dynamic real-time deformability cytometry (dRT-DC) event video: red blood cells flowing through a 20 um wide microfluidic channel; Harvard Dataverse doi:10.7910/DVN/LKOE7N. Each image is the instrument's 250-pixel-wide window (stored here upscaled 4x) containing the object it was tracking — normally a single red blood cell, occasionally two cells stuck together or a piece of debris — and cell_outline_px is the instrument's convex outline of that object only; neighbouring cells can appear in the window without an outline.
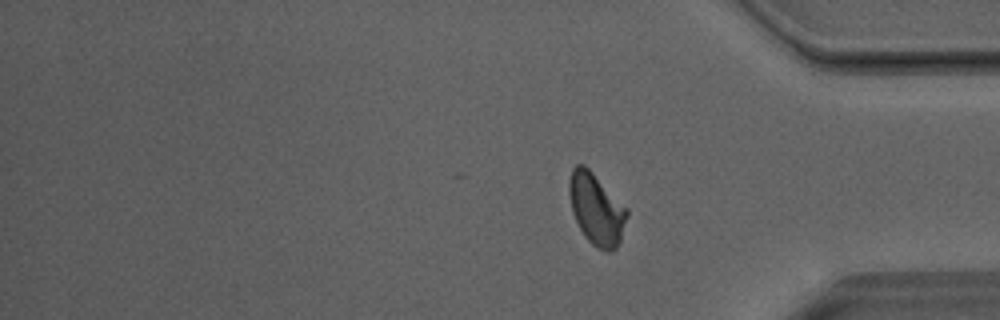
{"species": "Egyptian fruit bat (a non-hibernating species)", "species_latin": "Rousettus aegyptiacus", "temperature_condition": "room temperature", "stored_images_in_passage": 41, "camera_frame_rate_fps": 3000, "um_per_image_px": 0.085, "animal": {"sex": "male"}, "frame": {"image": 1, "passage_image": 41, "time_ms": 13.333, "image_size_px": [1000, 320], "cell_outline_px": [[628, 216], [620, 240], [616, 248], [612, 252], [608, 252], [596, 248], [584, 236], [572, 212], [568, 192], [568, 184], [572, 168], [576, 164], [584, 164], [628, 208]], "centroid_in_image_um": [50.69, 17.78], "position_along_channel_um": 384.5, "area_um2": 24.16}, "authors_computed_cell_mechanics": {"area_um2": 24.0448, "velocity_mm_per_s": 4.054, "shape_relaxation_time_tau1_ms": 3.5555, "shape_relaxation_time_tau2_ms": 1.4653, "deformation_change_tau1": 0.1504, "deformation_change_tau2": 0.0716}}